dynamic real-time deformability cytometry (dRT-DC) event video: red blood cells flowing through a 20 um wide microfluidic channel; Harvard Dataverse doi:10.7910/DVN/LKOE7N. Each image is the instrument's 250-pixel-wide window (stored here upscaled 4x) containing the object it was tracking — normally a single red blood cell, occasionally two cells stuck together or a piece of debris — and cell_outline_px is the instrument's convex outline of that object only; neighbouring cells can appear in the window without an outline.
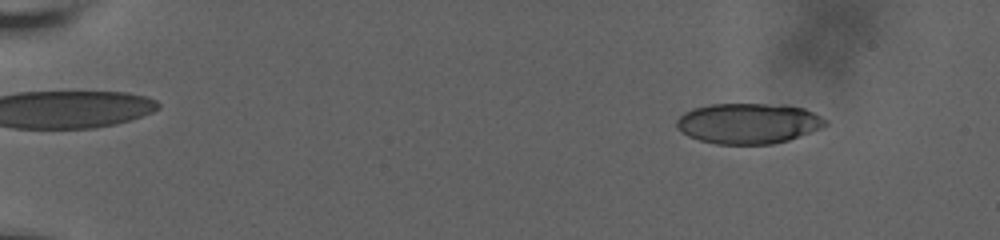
{"species": "human", "species_latin": "Homo sapiens", "temperature_condition": "room temperature", "stored_images_in_passage": 49, "camera_frame_rate_fps": 3000, "um_per_image_px": 0.085, "donor": {"sex": "male"}, "frame": {"image": 1, "passage_image": 7, "time_ms": 2.667, "image_size_px": [1000, 240], "cell_outline_px": [[828, 124], [820, 128], [788, 140], [772, 144], [716, 144], [700, 140], [688, 136], [680, 132], [676, 128], [676, 120], [684, 112], [692, 108], [712, 104], [784, 104], [804, 108], [828, 120]], "centroid_in_image_um": [63.58, 10.48], "position_along_channel_um": 21.4, "area_um2": 35.26}}
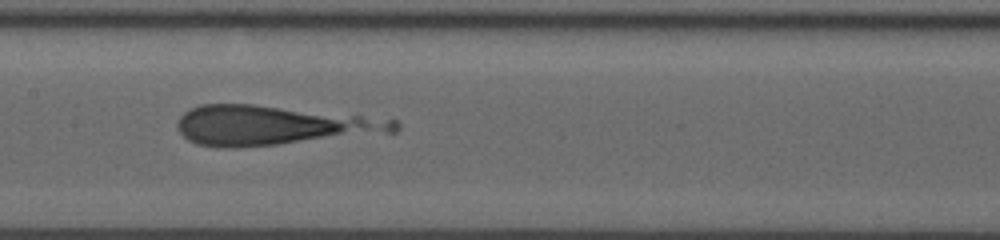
{"frame": {"image": 2, "passage_image": 30, "time_ms": 11.0, "image_size_px": [1000, 240], "cell_outline_px": [[372, 124], [368, 128], [276, 144], [236, 148], [220, 148], [196, 144], [188, 140], [180, 132], [176, 124], [180, 116], [184, 112], [200, 104], [252, 104], [360, 116]], "centroid_in_image_um": [22.13, 10.62], "position_along_channel_um": 185.3, "area_um2": 43.87}}
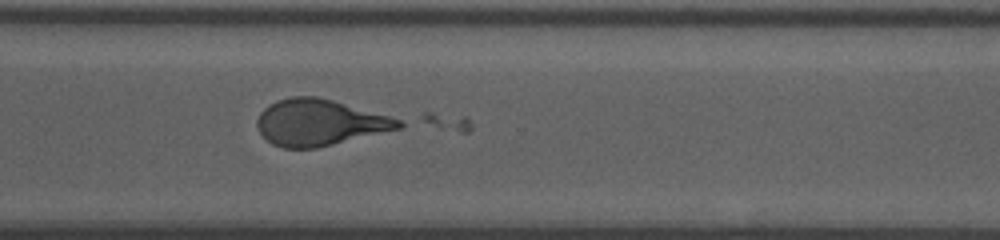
{"frame": {"image": 3, "passage_image": 48, "time_ms": 15.333, "image_size_px": [1000, 240], "cell_outline_px": [[404, 124], [400, 128], [316, 148], [284, 148], [272, 144], [260, 132], [256, 124], [256, 120], [260, 112], [268, 104], [276, 100], [292, 96], [316, 96], [332, 100], [388, 116], [400, 120]], "centroid_in_image_um": [27.09, 10.4], "position_along_channel_um": 343.5, "area_um2": 37.69}}